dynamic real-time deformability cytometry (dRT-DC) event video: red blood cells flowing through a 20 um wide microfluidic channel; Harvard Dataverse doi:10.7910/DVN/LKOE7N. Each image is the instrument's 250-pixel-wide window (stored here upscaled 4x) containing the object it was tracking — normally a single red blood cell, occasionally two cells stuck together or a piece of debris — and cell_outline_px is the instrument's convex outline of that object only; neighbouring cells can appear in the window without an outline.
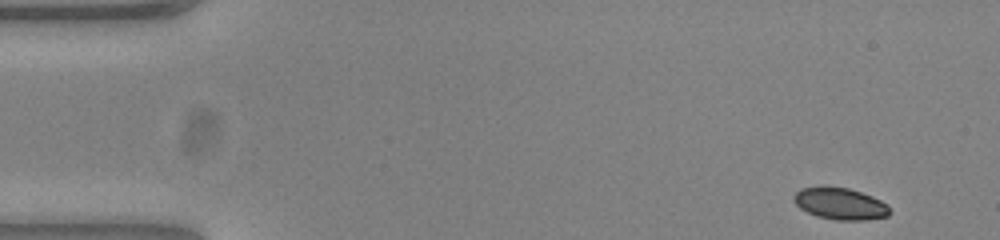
{"species": "common noctule bat (a hibernating species)", "species_latin": "Nyctalus noctula", "temperature_condition": "warm", "stored_images_in_passage": 50, "camera_frame_rate_fps": 3000, "um_per_image_px": 0.085, "animal": {"sex": "female", "body_mass_g": 23.0, "forearm_length_mm": 53.4}, "frame": {"image": 1, "passage_image": 1, "time_ms": 0.0, "image_size_px": [1000, 240], "cell_outline_px": [[892, 212], [888, 216], [864, 220], [836, 220], [816, 216], [800, 208], [792, 200], [792, 196], [800, 188], [824, 184], [848, 188], [872, 196], [888, 204]], "centroid_in_image_um": [71.39, 17.28], "position_along_channel_um": 13.6, "area_um2": 18.26}}
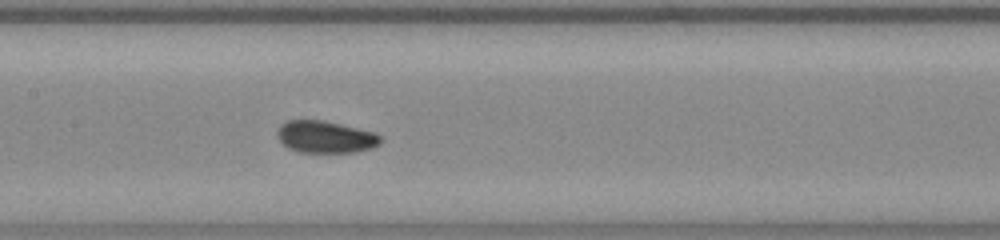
{"frame": {"image": 2, "passage_image": 23, "time_ms": 7.333, "image_size_px": [1000, 240], "cell_outline_px": [[384, 140], [380, 144], [372, 148], [356, 152], [300, 152], [288, 148], [276, 136], [276, 132], [280, 124], [288, 120], [324, 120], [372, 132], [380, 136]], "centroid_in_image_um": [27.65, 11.64], "position_along_channel_um": 179.8, "area_um2": 19.31}}
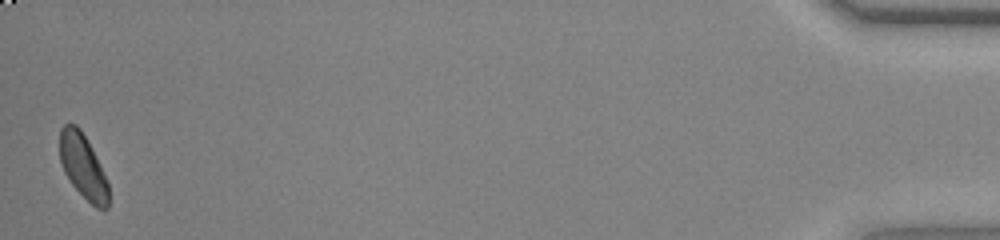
{"frame": {"image": 3, "passage_image": 50, "time_ms": 16.333, "image_size_px": [1000, 240], "cell_outline_px": [[108, 208], [96, 208], [72, 184], [64, 172], [60, 160], [60, 128], [64, 124], [76, 124], [80, 128], [108, 184]], "centroid_in_image_um": [7.01, 14.13], "position_along_channel_um": 428.2, "area_um2": 17.51}, "authors_computed_cell_mechanics": {"area_um2": 19.1896, "velocity_mm_per_s": 3.8395, "shape_relaxation_time_tau1_ms": 11.2292, "shape_relaxation_time_tau2_ms": 4.4851, "deformation_change_tau1": 0.1984, "deformation_change_tau2": 0.0799}}